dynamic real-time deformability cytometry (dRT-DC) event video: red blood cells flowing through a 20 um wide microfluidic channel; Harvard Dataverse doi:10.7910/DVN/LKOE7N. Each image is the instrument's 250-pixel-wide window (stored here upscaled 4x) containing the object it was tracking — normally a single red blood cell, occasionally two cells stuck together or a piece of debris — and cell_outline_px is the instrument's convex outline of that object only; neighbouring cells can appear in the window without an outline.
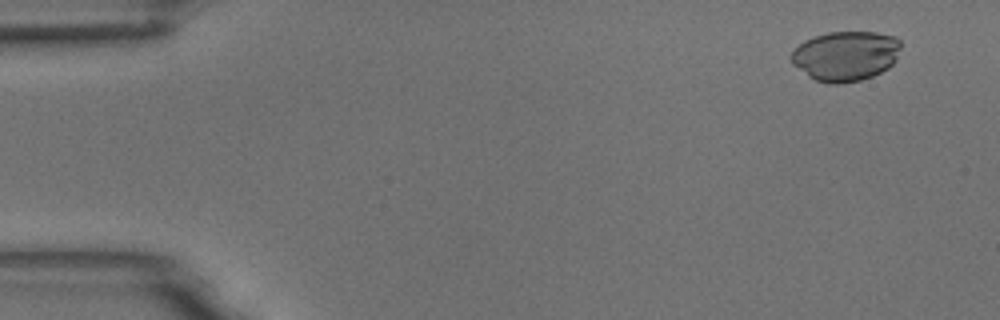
{"species": "common noctule bat (a hibernating species)", "species_latin": "Nyctalus noctula", "temperature_condition": "room temperature", "stored_images_in_passage": 6, "camera_frame_rate_fps": 3000, "um_per_image_px": 0.085, "animal": {"sex": "male", "body_mass_g": 18.8}, "frame": {"image": 1, "passage_image": 1, "time_ms": 0.0, "image_size_px": [1000, 320], "cell_outline_px": [[900, 48], [896, 60], [888, 68], [872, 76], [860, 80], [836, 84], [828, 84], [816, 80], [808, 76], [792, 64], [792, 48], [804, 40], [828, 32], [876, 32], [896, 36], [900, 40]], "centroid_in_image_um": [71.87, 4.74], "position_along_channel_um": 13.1, "area_um2": 31.96}}
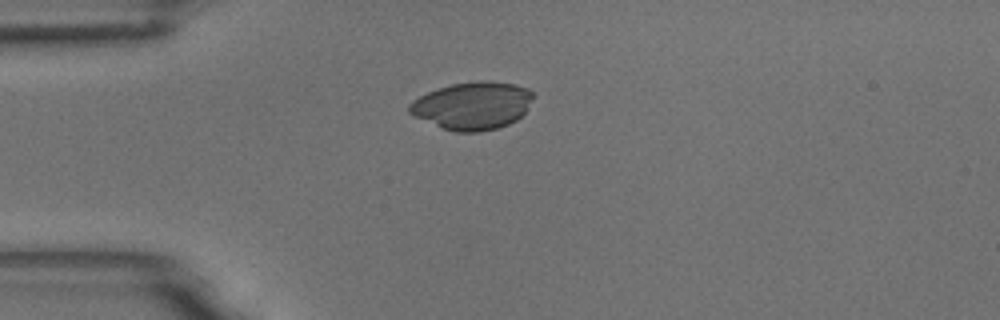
{"frame": {"image": 2, "passage_image": 4, "time_ms": 1.0, "image_size_px": [1000, 320], "cell_outline_px": [[536, 96], [524, 112], [516, 120], [508, 124], [496, 128], [476, 132], [456, 132], [440, 128], [408, 112], [408, 104], [412, 100], [428, 92], [452, 84], [480, 80], [488, 80], [516, 84], [528, 88]], "centroid_in_image_um": [40.18, 8.97], "position_along_channel_um": 44.8, "area_um2": 34.45}}